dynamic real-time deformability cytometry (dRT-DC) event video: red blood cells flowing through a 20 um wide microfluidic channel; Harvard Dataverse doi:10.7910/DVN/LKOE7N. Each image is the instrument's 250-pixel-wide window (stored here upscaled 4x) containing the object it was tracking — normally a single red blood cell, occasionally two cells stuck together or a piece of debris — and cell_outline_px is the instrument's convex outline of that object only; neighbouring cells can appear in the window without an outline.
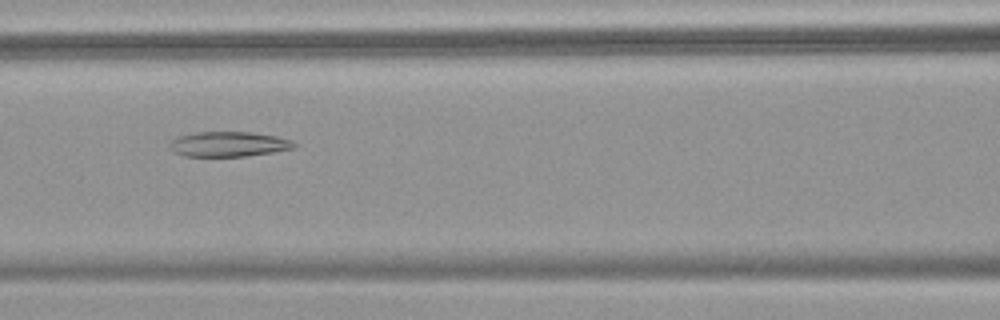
{"species": "common noctule bat (a hibernating species)", "species_latin": "Nyctalus noctula", "temperature_condition": "warm", "stored_images_in_passage": 49, "camera_frame_rate_fps": 3000, "um_per_image_px": 0.085, "animal": {"sex": "female", "body_mass_g": 18.4}, "frame": {"image": 1, "passage_image": 23, "time_ms": 7.333, "image_size_px": [1000, 320], "cell_outline_px": [[296, 148], [272, 152], [244, 156], [184, 156], [176, 152], [168, 144], [176, 136], [196, 132], [248, 132], [276, 136], [292, 140], [296, 144]], "centroid_in_image_um": [19.44, 12.24], "position_along_channel_um": 147.2, "area_um2": 18.03}}
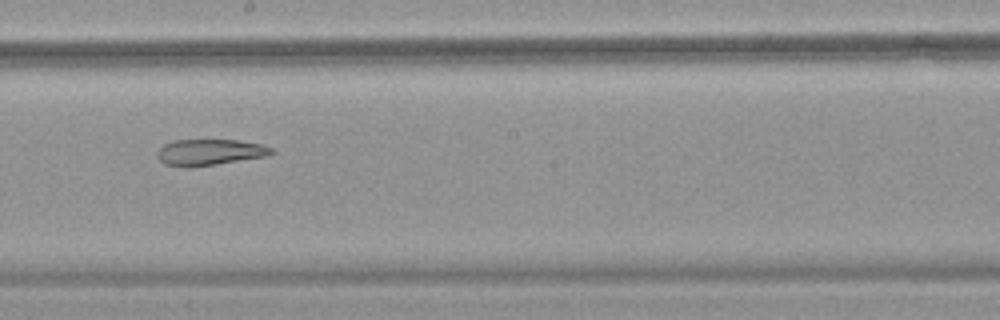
{"frame": {"image": 2, "passage_image": 29, "time_ms": 9.333, "image_size_px": [1000, 320], "cell_outline_px": [[276, 152], [268, 156], [192, 168], [188, 168], [164, 164], [156, 156], [156, 152], [164, 144], [172, 140], [236, 140], [260, 144], [272, 148]], "centroid_in_image_um": [17.8, 12.95], "position_along_channel_um": 230.4, "area_um2": 17.63}}
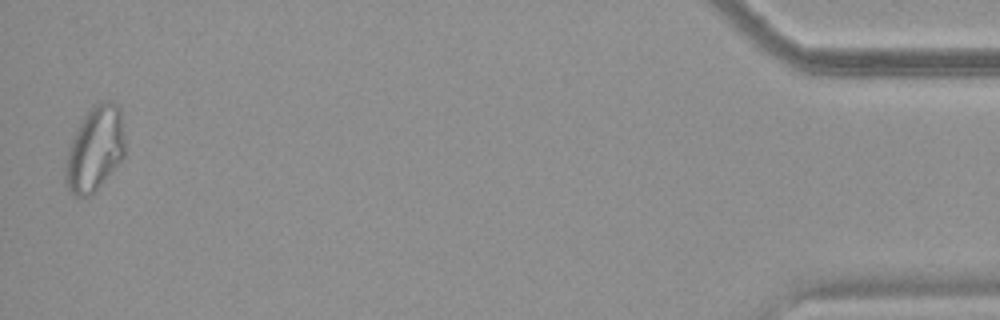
{"frame": {"image": 3, "passage_image": 49, "time_ms": 16.0, "image_size_px": [1000, 320], "cell_outline_px": [[124, 156], [96, 188], [88, 196], [76, 196], [64, 184], [64, 164], [72, 136], [80, 120], [96, 104], [104, 100], [112, 100], [120, 108], [124, 140]], "centroid_in_image_um": [8.03, 12.63], "position_along_channel_um": 427.2, "area_um2": 29.07}}